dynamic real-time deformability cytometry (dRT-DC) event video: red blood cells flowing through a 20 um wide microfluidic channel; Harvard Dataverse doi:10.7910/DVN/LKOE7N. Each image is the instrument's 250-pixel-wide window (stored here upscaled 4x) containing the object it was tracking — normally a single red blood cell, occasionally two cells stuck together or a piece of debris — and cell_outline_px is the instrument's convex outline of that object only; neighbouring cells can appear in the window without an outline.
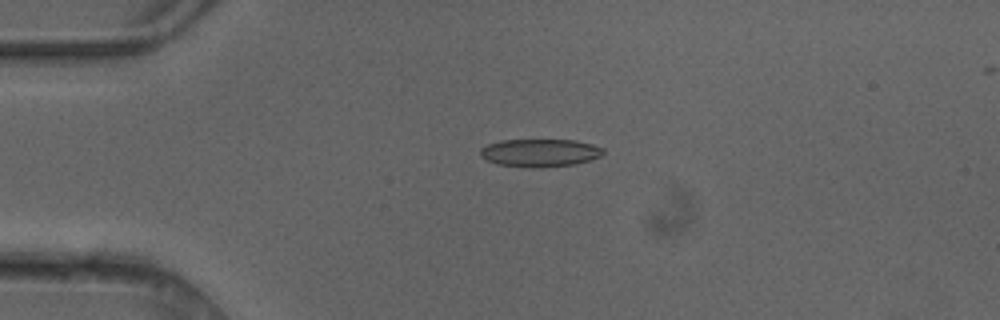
{"species": "common noctule bat (a hibernating species)", "species_latin": "Nyctalus noctula", "temperature_condition": "cold", "stored_images_in_passage": 2, "camera_frame_rate_fps": 3000, "um_per_image_px": 0.085, "animal": {"sex": "female"}, "frame": {"image": 1, "passage_image": 1, "time_ms": 0.0, "image_size_px": [1000, 320], "cell_outline_px": [[604, 152], [600, 156], [576, 164], [540, 168], [532, 168], [496, 164], [480, 156], [480, 148], [488, 144], [500, 140], [576, 140], [592, 144], [604, 148]], "centroid_in_image_um": [45.88, 12.99], "position_along_channel_um": 39.1, "area_um2": 20.06}}